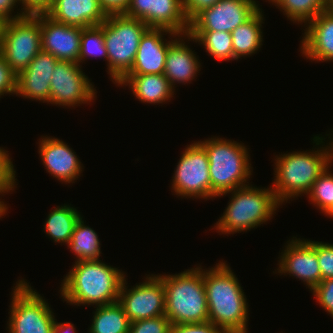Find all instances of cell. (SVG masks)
<instances>
[{"instance_id": "4", "label": "cell", "mask_w": 333, "mask_h": 333, "mask_svg": "<svg viewBox=\"0 0 333 333\" xmlns=\"http://www.w3.org/2000/svg\"><path fill=\"white\" fill-rule=\"evenodd\" d=\"M158 276L165 289V316L172 325L209 321L204 269L201 266L174 275Z\"/></svg>"}, {"instance_id": "7", "label": "cell", "mask_w": 333, "mask_h": 333, "mask_svg": "<svg viewBox=\"0 0 333 333\" xmlns=\"http://www.w3.org/2000/svg\"><path fill=\"white\" fill-rule=\"evenodd\" d=\"M107 50L108 75L117 84L132 68L140 39L149 28L143 21L124 14H110L99 25Z\"/></svg>"}, {"instance_id": "18", "label": "cell", "mask_w": 333, "mask_h": 333, "mask_svg": "<svg viewBox=\"0 0 333 333\" xmlns=\"http://www.w3.org/2000/svg\"><path fill=\"white\" fill-rule=\"evenodd\" d=\"M39 157L46 171L62 183H75L82 167L77 154L62 139L43 136L39 139Z\"/></svg>"}, {"instance_id": "20", "label": "cell", "mask_w": 333, "mask_h": 333, "mask_svg": "<svg viewBox=\"0 0 333 333\" xmlns=\"http://www.w3.org/2000/svg\"><path fill=\"white\" fill-rule=\"evenodd\" d=\"M301 41V53L316 62H333V13L326 9L310 20Z\"/></svg>"}, {"instance_id": "44", "label": "cell", "mask_w": 333, "mask_h": 333, "mask_svg": "<svg viewBox=\"0 0 333 333\" xmlns=\"http://www.w3.org/2000/svg\"><path fill=\"white\" fill-rule=\"evenodd\" d=\"M7 208H8L7 204H5L4 201H1L0 199V219L2 218L3 215H6L5 213H7L8 211Z\"/></svg>"}, {"instance_id": "36", "label": "cell", "mask_w": 333, "mask_h": 333, "mask_svg": "<svg viewBox=\"0 0 333 333\" xmlns=\"http://www.w3.org/2000/svg\"><path fill=\"white\" fill-rule=\"evenodd\" d=\"M17 75L0 52V98L4 94H16Z\"/></svg>"}, {"instance_id": "43", "label": "cell", "mask_w": 333, "mask_h": 333, "mask_svg": "<svg viewBox=\"0 0 333 333\" xmlns=\"http://www.w3.org/2000/svg\"><path fill=\"white\" fill-rule=\"evenodd\" d=\"M7 22H8V20L0 15V44H1V41L4 36L5 27H6Z\"/></svg>"}, {"instance_id": "45", "label": "cell", "mask_w": 333, "mask_h": 333, "mask_svg": "<svg viewBox=\"0 0 333 333\" xmlns=\"http://www.w3.org/2000/svg\"><path fill=\"white\" fill-rule=\"evenodd\" d=\"M326 10L333 13V0H329L328 4L326 5Z\"/></svg>"}, {"instance_id": "11", "label": "cell", "mask_w": 333, "mask_h": 333, "mask_svg": "<svg viewBox=\"0 0 333 333\" xmlns=\"http://www.w3.org/2000/svg\"><path fill=\"white\" fill-rule=\"evenodd\" d=\"M81 67L79 63L57 61L50 80L51 104L70 108L96 99V89Z\"/></svg>"}, {"instance_id": "21", "label": "cell", "mask_w": 333, "mask_h": 333, "mask_svg": "<svg viewBox=\"0 0 333 333\" xmlns=\"http://www.w3.org/2000/svg\"><path fill=\"white\" fill-rule=\"evenodd\" d=\"M45 13L57 22L82 28L98 26L107 18L98 0H53Z\"/></svg>"}, {"instance_id": "6", "label": "cell", "mask_w": 333, "mask_h": 333, "mask_svg": "<svg viewBox=\"0 0 333 333\" xmlns=\"http://www.w3.org/2000/svg\"><path fill=\"white\" fill-rule=\"evenodd\" d=\"M198 142L205 148L209 158L211 199L236 188L250 185L248 181L253 167L249 163L250 155L247 146L216 136Z\"/></svg>"}, {"instance_id": "14", "label": "cell", "mask_w": 333, "mask_h": 333, "mask_svg": "<svg viewBox=\"0 0 333 333\" xmlns=\"http://www.w3.org/2000/svg\"><path fill=\"white\" fill-rule=\"evenodd\" d=\"M124 15L143 21L149 28H163L179 35L189 31L182 0H130Z\"/></svg>"}, {"instance_id": "27", "label": "cell", "mask_w": 333, "mask_h": 333, "mask_svg": "<svg viewBox=\"0 0 333 333\" xmlns=\"http://www.w3.org/2000/svg\"><path fill=\"white\" fill-rule=\"evenodd\" d=\"M81 216L75 225L67 247L75 254L76 261L99 260L101 254L100 241L97 233L89 226H85Z\"/></svg>"}, {"instance_id": "17", "label": "cell", "mask_w": 333, "mask_h": 333, "mask_svg": "<svg viewBox=\"0 0 333 333\" xmlns=\"http://www.w3.org/2000/svg\"><path fill=\"white\" fill-rule=\"evenodd\" d=\"M167 34L172 36L169 41L163 36ZM179 36L163 28H148L140 39L135 61L126 75L164 74L168 47Z\"/></svg>"}, {"instance_id": "47", "label": "cell", "mask_w": 333, "mask_h": 333, "mask_svg": "<svg viewBox=\"0 0 333 333\" xmlns=\"http://www.w3.org/2000/svg\"><path fill=\"white\" fill-rule=\"evenodd\" d=\"M325 6L328 4L329 0H320Z\"/></svg>"}, {"instance_id": "41", "label": "cell", "mask_w": 333, "mask_h": 333, "mask_svg": "<svg viewBox=\"0 0 333 333\" xmlns=\"http://www.w3.org/2000/svg\"><path fill=\"white\" fill-rule=\"evenodd\" d=\"M19 3V0H0V15L8 21L26 16L27 13L21 10L16 15H12L15 6L18 7L16 4Z\"/></svg>"}, {"instance_id": "12", "label": "cell", "mask_w": 333, "mask_h": 333, "mask_svg": "<svg viewBox=\"0 0 333 333\" xmlns=\"http://www.w3.org/2000/svg\"><path fill=\"white\" fill-rule=\"evenodd\" d=\"M145 279L129 289L125 277L120 287L118 303L130 322L165 315V289L162 279L158 274H149Z\"/></svg>"}, {"instance_id": "39", "label": "cell", "mask_w": 333, "mask_h": 333, "mask_svg": "<svg viewBox=\"0 0 333 333\" xmlns=\"http://www.w3.org/2000/svg\"><path fill=\"white\" fill-rule=\"evenodd\" d=\"M22 11L27 14L45 13L51 6L53 0H19Z\"/></svg>"}, {"instance_id": "5", "label": "cell", "mask_w": 333, "mask_h": 333, "mask_svg": "<svg viewBox=\"0 0 333 333\" xmlns=\"http://www.w3.org/2000/svg\"><path fill=\"white\" fill-rule=\"evenodd\" d=\"M228 193H231L228 206L214 226L219 233L227 236L257 228L271 220L281 206L271 186L257 188L251 184L218 196H226Z\"/></svg>"}, {"instance_id": "30", "label": "cell", "mask_w": 333, "mask_h": 333, "mask_svg": "<svg viewBox=\"0 0 333 333\" xmlns=\"http://www.w3.org/2000/svg\"><path fill=\"white\" fill-rule=\"evenodd\" d=\"M328 166L307 193L311 204L326 214L333 207V174Z\"/></svg>"}, {"instance_id": "10", "label": "cell", "mask_w": 333, "mask_h": 333, "mask_svg": "<svg viewBox=\"0 0 333 333\" xmlns=\"http://www.w3.org/2000/svg\"><path fill=\"white\" fill-rule=\"evenodd\" d=\"M184 150L172 177L173 192L181 198L211 199L209 158L205 148L197 141Z\"/></svg>"}, {"instance_id": "37", "label": "cell", "mask_w": 333, "mask_h": 333, "mask_svg": "<svg viewBox=\"0 0 333 333\" xmlns=\"http://www.w3.org/2000/svg\"><path fill=\"white\" fill-rule=\"evenodd\" d=\"M170 333H225L221 328L211 322L174 324L171 325Z\"/></svg>"}, {"instance_id": "40", "label": "cell", "mask_w": 333, "mask_h": 333, "mask_svg": "<svg viewBox=\"0 0 333 333\" xmlns=\"http://www.w3.org/2000/svg\"><path fill=\"white\" fill-rule=\"evenodd\" d=\"M100 6L107 15L124 14L127 10L130 0H98Z\"/></svg>"}, {"instance_id": "9", "label": "cell", "mask_w": 333, "mask_h": 333, "mask_svg": "<svg viewBox=\"0 0 333 333\" xmlns=\"http://www.w3.org/2000/svg\"><path fill=\"white\" fill-rule=\"evenodd\" d=\"M41 50L40 13L7 22L0 52L16 75L24 71Z\"/></svg>"}, {"instance_id": "23", "label": "cell", "mask_w": 333, "mask_h": 333, "mask_svg": "<svg viewBox=\"0 0 333 333\" xmlns=\"http://www.w3.org/2000/svg\"><path fill=\"white\" fill-rule=\"evenodd\" d=\"M117 86H129L142 103L162 104L171 100L175 90L164 74L125 75Z\"/></svg>"}, {"instance_id": "26", "label": "cell", "mask_w": 333, "mask_h": 333, "mask_svg": "<svg viewBox=\"0 0 333 333\" xmlns=\"http://www.w3.org/2000/svg\"><path fill=\"white\" fill-rule=\"evenodd\" d=\"M89 333H129L130 321L118 303L96 306Z\"/></svg>"}, {"instance_id": "1", "label": "cell", "mask_w": 333, "mask_h": 333, "mask_svg": "<svg viewBox=\"0 0 333 333\" xmlns=\"http://www.w3.org/2000/svg\"><path fill=\"white\" fill-rule=\"evenodd\" d=\"M209 322L225 333H247L249 310L243 287L231 267L219 262L204 269Z\"/></svg>"}, {"instance_id": "46", "label": "cell", "mask_w": 333, "mask_h": 333, "mask_svg": "<svg viewBox=\"0 0 333 333\" xmlns=\"http://www.w3.org/2000/svg\"><path fill=\"white\" fill-rule=\"evenodd\" d=\"M327 217L333 218V207L325 214Z\"/></svg>"}, {"instance_id": "19", "label": "cell", "mask_w": 333, "mask_h": 333, "mask_svg": "<svg viewBox=\"0 0 333 333\" xmlns=\"http://www.w3.org/2000/svg\"><path fill=\"white\" fill-rule=\"evenodd\" d=\"M57 61L51 53L41 50L17 75L15 95L50 104V80Z\"/></svg>"}, {"instance_id": "3", "label": "cell", "mask_w": 333, "mask_h": 333, "mask_svg": "<svg viewBox=\"0 0 333 333\" xmlns=\"http://www.w3.org/2000/svg\"><path fill=\"white\" fill-rule=\"evenodd\" d=\"M323 140L322 136L313 137L318 147L316 151H293L275 157V178L271 187L280 204L307 195L313 183L333 163V141L325 146Z\"/></svg>"}, {"instance_id": "35", "label": "cell", "mask_w": 333, "mask_h": 333, "mask_svg": "<svg viewBox=\"0 0 333 333\" xmlns=\"http://www.w3.org/2000/svg\"><path fill=\"white\" fill-rule=\"evenodd\" d=\"M317 302L333 317V279L322 280L313 290Z\"/></svg>"}, {"instance_id": "13", "label": "cell", "mask_w": 333, "mask_h": 333, "mask_svg": "<svg viewBox=\"0 0 333 333\" xmlns=\"http://www.w3.org/2000/svg\"><path fill=\"white\" fill-rule=\"evenodd\" d=\"M256 0H219L204 8L189 21V31L232 32L259 9Z\"/></svg>"}, {"instance_id": "2", "label": "cell", "mask_w": 333, "mask_h": 333, "mask_svg": "<svg viewBox=\"0 0 333 333\" xmlns=\"http://www.w3.org/2000/svg\"><path fill=\"white\" fill-rule=\"evenodd\" d=\"M61 280L62 300L72 305H108L118 302L125 273L99 260L75 261Z\"/></svg>"}, {"instance_id": "8", "label": "cell", "mask_w": 333, "mask_h": 333, "mask_svg": "<svg viewBox=\"0 0 333 333\" xmlns=\"http://www.w3.org/2000/svg\"><path fill=\"white\" fill-rule=\"evenodd\" d=\"M13 288L9 333H52L56 319L45 298L24 279L18 280Z\"/></svg>"}, {"instance_id": "24", "label": "cell", "mask_w": 333, "mask_h": 333, "mask_svg": "<svg viewBox=\"0 0 333 333\" xmlns=\"http://www.w3.org/2000/svg\"><path fill=\"white\" fill-rule=\"evenodd\" d=\"M262 12L259 9L250 19L231 32L234 60L257 53L263 45Z\"/></svg>"}, {"instance_id": "29", "label": "cell", "mask_w": 333, "mask_h": 333, "mask_svg": "<svg viewBox=\"0 0 333 333\" xmlns=\"http://www.w3.org/2000/svg\"><path fill=\"white\" fill-rule=\"evenodd\" d=\"M277 6L287 19L298 25L307 24L326 9L320 0H267Z\"/></svg>"}, {"instance_id": "15", "label": "cell", "mask_w": 333, "mask_h": 333, "mask_svg": "<svg viewBox=\"0 0 333 333\" xmlns=\"http://www.w3.org/2000/svg\"><path fill=\"white\" fill-rule=\"evenodd\" d=\"M280 253L277 273L302 280L312 291L321 282V270L316 253V241L292 237Z\"/></svg>"}, {"instance_id": "28", "label": "cell", "mask_w": 333, "mask_h": 333, "mask_svg": "<svg viewBox=\"0 0 333 333\" xmlns=\"http://www.w3.org/2000/svg\"><path fill=\"white\" fill-rule=\"evenodd\" d=\"M188 41H195L204 46L206 52L213 58L220 60H233L232 35L224 31H188Z\"/></svg>"}, {"instance_id": "33", "label": "cell", "mask_w": 333, "mask_h": 333, "mask_svg": "<svg viewBox=\"0 0 333 333\" xmlns=\"http://www.w3.org/2000/svg\"><path fill=\"white\" fill-rule=\"evenodd\" d=\"M171 322L165 315L130 322L129 333H170Z\"/></svg>"}, {"instance_id": "31", "label": "cell", "mask_w": 333, "mask_h": 333, "mask_svg": "<svg viewBox=\"0 0 333 333\" xmlns=\"http://www.w3.org/2000/svg\"><path fill=\"white\" fill-rule=\"evenodd\" d=\"M90 57L104 58L107 61L103 29L99 25L82 29L79 64Z\"/></svg>"}, {"instance_id": "25", "label": "cell", "mask_w": 333, "mask_h": 333, "mask_svg": "<svg viewBox=\"0 0 333 333\" xmlns=\"http://www.w3.org/2000/svg\"><path fill=\"white\" fill-rule=\"evenodd\" d=\"M44 230L55 243L68 245L74 232L76 223L81 217L80 212L71 205L55 207L47 215Z\"/></svg>"}, {"instance_id": "34", "label": "cell", "mask_w": 333, "mask_h": 333, "mask_svg": "<svg viewBox=\"0 0 333 333\" xmlns=\"http://www.w3.org/2000/svg\"><path fill=\"white\" fill-rule=\"evenodd\" d=\"M316 253L321 270V281L333 279V244L316 241Z\"/></svg>"}, {"instance_id": "22", "label": "cell", "mask_w": 333, "mask_h": 333, "mask_svg": "<svg viewBox=\"0 0 333 333\" xmlns=\"http://www.w3.org/2000/svg\"><path fill=\"white\" fill-rule=\"evenodd\" d=\"M185 38L187 39V34L180 35L168 47L166 55L164 75L174 90L176 83L185 85L191 82L199 73V68H201L195 52L184 42Z\"/></svg>"}, {"instance_id": "38", "label": "cell", "mask_w": 333, "mask_h": 333, "mask_svg": "<svg viewBox=\"0 0 333 333\" xmlns=\"http://www.w3.org/2000/svg\"><path fill=\"white\" fill-rule=\"evenodd\" d=\"M219 0H182L186 18L190 21L204 8L213 6Z\"/></svg>"}, {"instance_id": "16", "label": "cell", "mask_w": 333, "mask_h": 333, "mask_svg": "<svg viewBox=\"0 0 333 333\" xmlns=\"http://www.w3.org/2000/svg\"><path fill=\"white\" fill-rule=\"evenodd\" d=\"M82 27L57 22L40 13L41 48L58 60L79 63Z\"/></svg>"}, {"instance_id": "42", "label": "cell", "mask_w": 333, "mask_h": 333, "mask_svg": "<svg viewBox=\"0 0 333 333\" xmlns=\"http://www.w3.org/2000/svg\"><path fill=\"white\" fill-rule=\"evenodd\" d=\"M52 333H77L74 324L70 322L59 323L55 320Z\"/></svg>"}, {"instance_id": "32", "label": "cell", "mask_w": 333, "mask_h": 333, "mask_svg": "<svg viewBox=\"0 0 333 333\" xmlns=\"http://www.w3.org/2000/svg\"><path fill=\"white\" fill-rule=\"evenodd\" d=\"M9 151L0 147V195H6L16 188L15 174L13 162L9 156Z\"/></svg>"}]
</instances>
